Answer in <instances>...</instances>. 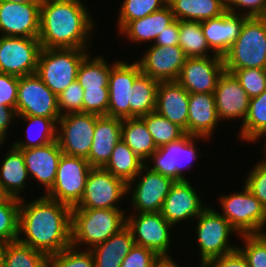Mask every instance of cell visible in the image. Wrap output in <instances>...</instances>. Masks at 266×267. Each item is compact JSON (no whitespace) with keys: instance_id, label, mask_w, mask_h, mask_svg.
Returning a JSON list of instances; mask_svg holds the SVG:
<instances>
[{"instance_id":"1","label":"cell","mask_w":266,"mask_h":267,"mask_svg":"<svg viewBox=\"0 0 266 267\" xmlns=\"http://www.w3.org/2000/svg\"><path fill=\"white\" fill-rule=\"evenodd\" d=\"M24 201L20 200L18 241L47 256L72 245L71 207L46 195Z\"/></svg>"},{"instance_id":"2","label":"cell","mask_w":266,"mask_h":267,"mask_svg":"<svg viewBox=\"0 0 266 267\" xmlns=\"http://www.w3.org/2000/svg\"><path fill=\"white\" fill-rule=\"evenodd\" d=\"M84 5L81 0L43 1L38 36L41 47L88 48L95 23Z\"/></svg>"},{"instance_id":"3","label":"cell","mask_w":266,"mask_h":267,"mask_svg":"<svg viewBox=\"0 0 266 267\" xmlns=\"http://www.w3.org/2000/svg\"><path fill=\"white\" fill-rule=\"evenodd\" d=\"M125 210L106 208H72V246L90 250L126 226ZM86 244V245H85ZM87 246V248H86Z\"/></svg>"},{"instance_id":"4","label":"cell","mask_w":266,"mask_h":267,"mask_svg":"<svg viewBox=\"0 0 266 267\" xmlns=\"http://www.w3.org/2000/svg\"><path fill=\"white\" fill-rule=\"evenodd\" d=\"M225 71L266 69V17H248L240 35L223 56Z\"/></svg>"},{"instance_id":"5","label":"cell","mask_w":266,"mask_h":267,"mask_svg":"<svg viewBox=\"0 0 266 267\" xmlns=\"http://www.w3.org/2000/svg\"><path fill=\"white\" fill-rule=\"evenodd\" d=\"M89 48H42L36 74L58 96L77 80L78 68Z\"/></svg>"},{"instance_id":"6","label":"cell","mask_w":266,"mask_h":267,"mask_svg":"<svg viewBox=\"0 0 266 267\" xmlns=\"http://www.w3.org/2000/svg\"><path fill=\"white\" fill-rule=\"evenodd\" d=\"M242 192L219 197L223 217L238 235L264 233L266 208L244 185Z\"/></svg>"},{"instance_id":"7","label":"cell","mask_w":266,"mask_h":267,"mask_svg":"<svg viewBox=\"0 0 266 267\" xmlns=\"http://www.w3.org/2000/svg\"><path fill=\"white\" fill-rule=\"evenodd\" d=\"M196 240L200 251V267L208 260L228 254L237 249L229 243L230 235L237 231L225 217L207 206L197 217Z\"/></svg>"},{"instance_id":"8","label":"cell","mask_w":266,"mask_h":267,"mask_svg":"<svg viewBox=\"0 0 266 267\" xmlns=\"http://www.w3.org/2000/svg\"><path fill=\"white\" fill-rule=\"evenodd\" d=\"M91 169L86 158L62 154L53 187L44 195L71 208L76 207L83 196Z\"/></svg>"},{"instance_id":"9","label":"cell","mask_w":266,"mask_h":267,"mask_svg":"<svg viewBox=\"0 0 266 267\" xmlns=\"http://www.w3.org/2000/svg\"><path fill=\"white\" fill-rule=\"evenodd\" d=\"M201 139L208 138L185 134L177 141L158 147L149 158L151 169L174 181L188 180L184 171L193 167L191 162L198 158L199 148L195 143Z\"/></svg>"},{"instance_id":"10","label":"cell","mask_w":266,"mask_h":267,"mask_svg":"<svg viewBox=\"0 0 266 267\" xmlns=\"http://www.w3.org/2000/svg\"><path fill=\"white\" fill-rule=\"evenodd\" d=\"M126 226L130 229L135 244L154 251L163 260H172L168 250L171 247L170 229L173 226L161 212H133L126 217Z\"/></svg>"},{"instance_id":"11","label":"cell","mask_w":266,"mask_h":267,"mask_svg":"<svg viewBox=\"0 0 266 267\" xmlns=\"http://www.w3.org/2000/svg\"><path fill=\"white\" fill-rule=\"evenodd\" d=\"M149 163H145L136 177L127 184V194L132 193L128 196L131 197L130 204L135 213L161 212L164 200L175 183L172 178L153 171L148 166Z\"/></svg>"},{"instance_id":"12","label":"cell","mask_w":266,"mask_h":267,"mask_svg":"<svg viewBox=\"0 0 266 267\" xmlns=\"http://www.w3.org/2000/svg\"><path fill=\"white\" fill-rule=\"evenodd\" d=\"M97 115L69 113L57 122V142L63 154L87 158L94 138Z\"/></svg>"},{"instance_id":"13","label":"cell","mask_w":266,"mask_h":267,"mask_svg":"<svg viewBox=\"0 0 266 267\" xmlns=\"http://www.w3.org/2000/svg\"><path fill=\"white\" fill-rule=\"evenodd\" d=\"M127 196V184L104 168L92 167L81 201L73 208L121 209L117 204Z\"/></svg>"},{"instance_id":"14","label":"cell","mask_w":266,"mask_h":267,"mask_svg":"<svg viewBox=\"0 0 266 267\" xmlns=\"http://www.w3.org/2000/svg\"><path fill=\"white\" fill-rule=\"evenodd\" d=\"M18 116L60 118L57 96L36 74L18 77Z\"/></svg>"},{"instance_id":"15","label":"cell","mask_w":266,"mask_h":267,"mask_svg":"<svg viewBox=\"0 0 266 267\" xmlns=\"http://www.w3.org/2000/svg\"><path fill=\"white\" fill-rule=\"evenodd\" d=\"M41 49L38 38L0 36V73L17 77L36 73Z\"/></svg>"},{"instance_id":"16","label":"cell","mask_w":266,"mask_h":267,"mask_svg":"<svg viewBox=\"0 0 266 267\" xmlns=\"http://www.w3.org/2000/svg\"><path fill=\"white\" fill-rule=\"evenodd\" d=\"M224 70V60L220 55L187 57L177 81L189 93H214Z\"/></svg>"},{"instance_id":"17","label":"cell","mask_w":266,"mask_h":267,"mask_svg":"<svg viewBox=\"0 0 266 267\" xmlns=\"http://www.w3.org/2000/svg\"><path fill=\"white\" fill-rule=\"evenodd\" d=\"M137 61L132 63L118 61L110 71L109 77V107L107 116L120 119L130 118L133 83L141 74Z\"/></svg>"},{"instance_id":"18","label":"cell","mask_w":266,"mask_h":267,"mask_svg":"<svg viewBox=\"0 0 266 267\" xmlns=\"http://www.w3.org/2000/svg\"><path fill=\"white\" fill-rule=\"evenodd\" d=\"M41 4L0 1V36L38 38Z\"/></svg>"},{"instance_id":"19","label":"cell","mask_w":266,"mask_h":267,"mask_svg":"<svg viewBox=\"0 0 266 267\" xmlns=\"http://www.w3.org/2000/svg\"><path fill=\"white\" fill-rule=\"evenodd\" d=\"M144 56L137 60L141 72L161 81H177L187 56L179 45H150Z\"/></svg>"},{"instance_id":"20","label":"cell","mask_w":266,"mask_h":267,"mask_svg":"<svg viewBox=\"0 0 266 267\" xmlns=\"http://www.w3.org/2000/svg\"><path fill=\"white\" fill-rule=\"evenodd\" d=\"M206 207L189 180L175 181L164 200L161 214L176 226L184 220H194Z\"/></svg>"},{"instance_id":"21","label":"cell","mask_w":266,"mask_h":267,"mask_svg":"<svg viewBox=\"0 0 266 267\" xmlns=\"http://www.w3.org/2000/svg\"><path fill=\"white\" fill-rule=\"evenodd\" d=\"M213 94L220 120L241 119L244 122L250 98L233 73L224 70Z\"/></svg>"},{"instance_id":"22","label":"cell","mask_w":266,"mask_h":267,"mask_svg":"<svg viewBox=\"0 0 266 267\" xmlns=\"http://www.w3.org/2000/svg\"><path fill=\"white\" fill-rule=\"evenodd\" d=\"M18 150L24 156L30 179L39 181L42 187L45 186L47 193L53 187L58 163L63 154L57 140L43 146Z\"/></svg>"},{"instance_id":"23","label":"cell","mask_w":266,"mask_h":267,"mask_svg":"<svg viewBox=\"0 0 266 267\" xmlns=\"http://www.w3.org/2000/svg\"><path fill=\"white\" fill-rule=\"evenodd\" d=\"M248 16L226 11L222 16L201 21L207 44L216 55L224 56L240 35Z\"/></svg>"},{"instance_id":"24","label":"cell","mask_w":266,"mask_h":267,"mask_svg":"<svg viewBox=\"0 0 266 267\" xmlns=\"http://www.w3.org/2000/svg\"><path fill=\"white\" fill-rule=\"evenodd\" d=\"M155 111L188 134L189 92L178 81L159 82Z\"/></svg>"},{"instance_id":"25","label":"cell","mask_w":266,"mask_h":267,"mask_svg":"<svg viewBox=\"0 0 266 267\" xmlns=\"http://www.w3.org/2000/svg\"><path fill=\"white\" fill-rule=\"evenodd\" d=\"M122 121L116 117L97 115L92 146L86 158L91 167L103 168L110 160L115 145L122 139Z\"/></svg>"},{"instance_id":"26","label":"cell","mask_w":266,"mask_h":267,"mask_svg":"<svg viewBox=\"0 0 266 267\" xmlns=\"http://www.w3.org/2000/svg\"><path fill=\"white\" fill-rule=\"evenodd\" d=\"M219 120L213 93H189L188 134L212 138Z\"/></svg>"},{"instance_id":"27","label":"cell","mask_w":266,"mask_h":267,"mask_svg":"<svg viewBox=\"0 0 266 267\" xmlns=\"http://www.w3.org/2000/svg\"><path fill=\"white\" fill-rule=\"evenodd\" d=\"M175 20L171 7L167 4L161 10L141 19L129 21L119 33L133 43L154 42L159 33Z\"/></svg>"},{"instance_id":"28","label":"cell","mask_w":266,"mask_h":267,"mask_svg":"<svg viewBox=\"0 0 266 267\" xmlns=\"http://www.w3.org/2000/svg\"><path fill=\"white\" fill-rule=\"evenodd\" d=\"M135 245L130 229L125 226L103 243L90 249L95 267H121L122 260Z\"/></svg>"},{"instance_id":"29","label":"cell","mask_w":266,"mask_h":267,"mask_svg":"<svg viewBox=\"0 0 266 267\" xmlns=\"http://www.w3.org/2000/svg\"><path fill=\"white\" fill-rule=\"evenodd\" d=\"M10 148L0 167V182L9 197L21 200L20 193L25 190L26 179L30 177L22 152L12 145Z\"/></svg>"},{"instance_id":"30","label":"cell","mask_w":266,"mask_h":267,"mask_svg":"<svg viewBox=\"0 0 266 267\" xmlns=\"http://www.w3.org/2000/svg\"><path fill=\"white\" fill-rule=\"evenodd\" d=\"M168 5L179 21H204L220 17L227 11L226 0H172Z\"/></svg>"},{"instance_id":"31","label":"cell","mask_w":266,"mask_h":267,"mask_svg":"<svg viewBox=\"0 0 266 267\" xmlns=\"http://www.w3.org/2000/svg\"><path fill=\"white\" fill-rule=\"evenodd\" d=\"M121 137V140L145 163L157 150L153 137L141 118L123 119Z\"/></svg>"},{"instance_id":"32","label":"cell","mask_w":266,"mask_h":267,"mask_svg":"<svg viewBox=\"0 0 266 267\" xmlns=\"http://www.w3.org/2000/svg\"><path fill=\"white\" fill-rule=\"evenodd\" d=\"M19 119H22L23 121H25V123L28 122L27 125L28 127L26 130L27 140L14 141L12 143V146L14 148L29 149V148L43 146L57 140V122L59 118L18 116V120ZM33 126L34 127L36 126L35 130Z\"/></svg>"},{"instance_id":"33","label":"cell","mask_w":266,"mask_h":267,"mask_svg":"<svg viewBox=\"0 0 266 267\" xmlns=\"http://www.w3.org/2000/svg\"><path fill=\"white\" fill-rule=\"evenodd\" d=\"M144 164L145 162L123 140H120L115 145L110 160L103 168L128 184L140 172Z\"/></svg>"},{"instance_id":"34","label":"cell","mask_w":266,"mask_h":267,"mask_svg":"<svg viewBox=\"0 0 266 267\" xmlns=\"http://www.w3.org/2000/svg\"><path fill=\"white\" fill-rule=\"evenodd\" d=\"M117 62L109 65L104 57L98 55L93 58L89 53L78 68L77 81L83 89H109L110 71Z\"/></svg>"},{"instance_id":"35","label":"cell","mask_w":266,"mask_h":267,"mask_svg":"<svg viewBox=\"0 0 266 267\" xmlns=\"http://www.w3.org/2000/svg\"><path fill=\"white\" fill-rule=\"evenodd\" d=\"M159 81L141 73L133 83L130 118H140L156 110Z\"/></svg>"},{"instance_id":"36","label":"cell","mask_w":266,"mask_h":267,"mask_svg":"<svg viewBox=\"0 0 266 267\" xmlns=\"http://www.w3.org/2000/svg\"><path fill=\"white\" fill-rule=\"evenodd\" d=\"M240 140L253 142L266 134V90L259 96L251 98L247 116L241 123Z\"/></svg>"},{"instance_id":"37","label":"cell","mask_w":266,"mask_h":267,"mask_svg":"<svg viewBox=\"0 0 266 267\" xmlns=\"http://www.w3.org/2000/svg\"><path fill=\"white\" fill-rule=\"evenodd\" d=\"M187 57H209L211 50L201 28V21H179V43Z\"/></svg>"},{"instance_id":"38","label":"cell","mask_w":266,"mask_h":267,"mask_svg":"<svg viewBox=\"0 0 266 267\" xmlns=\"http://www.w3.org/2000/svg\"><path fill=\"white\" fill-rule=\"evenodd\" d=\"M3 267H48V256L16 240L6 243Z\"/></svg>"},{"instance_id":"39","label":"cell","mask_w":266,"mask_h":267,"mask_svg":"<svg viewBox=\"0 0 266 267\" xmlns=\"http://www.w3.org/2000/svg\"><path fill=\"white\" fill-rule=\"evenodd\" d=\"M146 124L157 148L179 140L186 133L177 124L171 123L167 118L153 111L140 117Z\"/></svg>"},{"instance_id":"40","label":"cell","mask_w":266,"mask_h":267,"mask_svg":"<svg viewBox=\"0 0 266 267\" xmlns=\"http://www.w3.org/2000/svg\"><path fill=\"white\" fill-rule=\"evenodd\" d=\"M167 3L165 0H123L118 16L120 31L129 21L141 19L153 12L161 10Z\"/></svg>"},{"instance_id":"41","label":"cell","mask_w":266,"mask_h":267,"mask_svg":"<svg viewBox=\"0 0 266 267\" xmlns=\"http://www.w3.org/2000/svg\"><path fill=\"white\" fill-rule=\"evenodd\" d=\"M20 200L9 197L0 200V241L13 242L18 239Z\"/></svg>"},{"instance_id":"42","label":"cell","mask_w":266,"mask_h":267,"mask_svg":"<svg viewBox=\"0 0 266 267\" xmlns=\"http://www.w3.org/2000/svg\"><path fill=\"white\" fill-rule=\"evenodd\" d=\"M48 267H95V262L90 250L71 245L48 256Z\"/></svg>"},{"instance_id":"43","label":"cell","mask_w":266,"mask_h":267,"mask_svg":"<svg viewBox=\"0 0 266 267\" xmlns=\"http://www.w3.org/2000/svg\"><path fill=\"white\" fill-rule=\"evenodd\" d=\"M239 236L245 244L237 248L246 258L249 267H266V232Z\"/></svg>"},{"instance_id":"44","label":"cell","mask_w":266,"mask_h":267,"mask_svg":"<svg viewBox=\"0 0 266 267\" xmlns=\"http://www.w3.org/2000/svg\"><path fill=\"white\" fill-rule=\"evenodd\" d=\"M249 98L259 96L266 90V69L245 68L233 72Z\"/></svg>"},{"instance_id":"45","label":"cell","mask_w":266,"mask_h":267,"mask_svg":"<svg viewBox=\"0 0 266 267\" xmlns=\"http://www.w3.org/2000/svg\"><path fill=\"white\" fill-rule=\"evenodd\" d=\"M57 100L61 116L69 113H82L83 87L75 80L57 96Z\"/></svg>"},{"instance_id":"46","label":"cell","mask_w":266,"mask_h":267,"mask_svg":"<svg viewBox=\"0 0 266 267\" xmlns=\"http://www.w3.org/2000/svg\"><path fill=\"white\" fill-rule=\"evenodd\" d=\"M109 89H83L82 113L107 115Z\"/></svg>"},{"instance_id":"47","label":"cell","mask_w":266,"mask_h":267,"mask_svg":"<svg viewBox=\"0 0 266 267\" xmlns=\"http://www.w3.org/2000/svg\"><path fill=\"white\" fill-rule=\"evenodd\" d=\"M162 261L154 251L135 244L122 260L121 267H157Z\"/></svg>"},{"instance_id":"48","label":"cell","mask_w":266,"mask_h":267,"mask_svg":"<svg viewBox=\"0 0 266 267\" xmlns=\"http://www.w3.org/2000/svg\"><path fill=\"white\" fill-rule=\"evenodd\" d=\"M245 179V186L266 208V161L257 162Z\"/></svg>"},{"instance_id":"49","label":"cell","mask_w":266,"mask_h":267,"mask_svg":"<svg viewBox=\"0 0 266 267\" xmlns=\"http://www.w3.org/2000/svg\"><path fill=\"white\" fill-rule=\"evenodd\" d=\"M241 9H243L242 15L248 17H266V0L227 1V11L238 14L237 10L241 12ZM244 9L246 10L244 11Z\"/></svg>"},{"instance_id":"50","label":"cell","mask_w":266,"mask_h":267,"mask_svg":"<svg viewBox=\"0 0 266 267\" xmlns=\"http://www.w3.org/2000/svg\"><path fill=\"white\" fill-rule=\"evenodd\" d=\"M18 77L0 73V105L16 109Z\"/></svg>"},{"instance_id":"51","label":"cell","mask_w":266,"mask_h":267,"mask_svg":"<svg viewBox=\"0 0 266 267\" xmlns=\"http://www.w3.org/2000/svg\"><path fill=\"white\" fill-rule=\"evenodd\" d=\"M201 267H249V264L237 248L228 254L208 260Z\"/></svg>"},{"instance_id":"52","label":"cell","mask_w":266,"mask_h":267,"mask_svg":"<svg viewBox=\"0 0 266 267\" xmlns=\"http://www.w3.org/2000/svg\"><path fill=\"white\" fill-rule=\"evenodd\" d=\"M179 43V20L175 19L162 33L156 37L154 45L172 46Z\"/></svg>"},{"instance_id":"53","label":"cell","mask_w":266,"mask_h":267,"mask_svg":"<svg viewBox=\"0 0 266 267\" xmlns=\"http://www.w3.org/2000/svg\"><path fill=\"white\" fill-rule=\"evenodd\" d=\"M18 114L15 108L0 105V146L5 143L7 130L13 123V119H17Z\"/></svg>"},{"instance_id":"54","label":"cell","mask_w":266,"mask_h":267,"mask_svg":"<svg viewBox=\"0 0 266 267\" xmlns=\"http://www.w3.org/2000/svg\"><path fill=\"white\" fill-rule=\"evenodd\" d=\"M0 1L14 2V3H20V4H41L42 3L40 0H0Z\"/></svg>"},{"instance_id":"55","label":"cell","mask_w":266,"mask_h":267,"mask_svg":"<svg viewBox=\"0 0 266 267\" xmlns=\"http://www.w3.org/2000/svg\"><path fill=\"white\" fill-rule=\"evenodd\" d=\"M157 267H180V266L177 264V262H175L172 259V260H163Z\"/></svg>"},{"instance_id":"56","label":"cell","mask_w":266,"mask_h":267,"mask_svg":"<svg viewBox=\"0 0 266 267\" xmlns=\"http://www.w3.org/2000/svg\"><path fill=\"white\" fill-rule=\"evenodd\" d=\"M5 250H6V242L0 241V267H3Z\"/></svg>"},{"instance_id":"57","label":"cell","mask_w":266,"mask_h":267,"mask_svg":"<svg viewBox=\"0 0 266 267\" xmlns=\"http://www.w3.org/2000/svg\"><path fill=\"white\" fill-rule=\"evenodd\" d=\"M9 195L6 193V191L4 190L2 183L0 182V200H5L8 199Z\"/></svg>"},{"instance_id":"58","label":"cell","mask_w":266,"mask_h":267,"mask_svg":"<svg viewBox=\"0 0 266 267\" xmlns=\"http://www.w3.org/2000/svg\"><path fill=\"white\" fill-rule=\"evenodd\" d=\"M265 137H266V134L264 135ZM265 149H264V151H265V158L263 159V160H265L266 161V143H265V147H264Z\"/></svg>"},{"instance_id":"59","label":"cell","mask_w":266,"mask_h":267,"mask_svg":"<svg viewBox=\"0 0 266 267\" xmlns=\"http://www.w3.org/2000/svg\"><path fill=\"white\" fill-rule=\"evenodd\" d=\"M171 1H172V0H165V2H166L167 4H169Z\"/></svg>"}]
</instances>
